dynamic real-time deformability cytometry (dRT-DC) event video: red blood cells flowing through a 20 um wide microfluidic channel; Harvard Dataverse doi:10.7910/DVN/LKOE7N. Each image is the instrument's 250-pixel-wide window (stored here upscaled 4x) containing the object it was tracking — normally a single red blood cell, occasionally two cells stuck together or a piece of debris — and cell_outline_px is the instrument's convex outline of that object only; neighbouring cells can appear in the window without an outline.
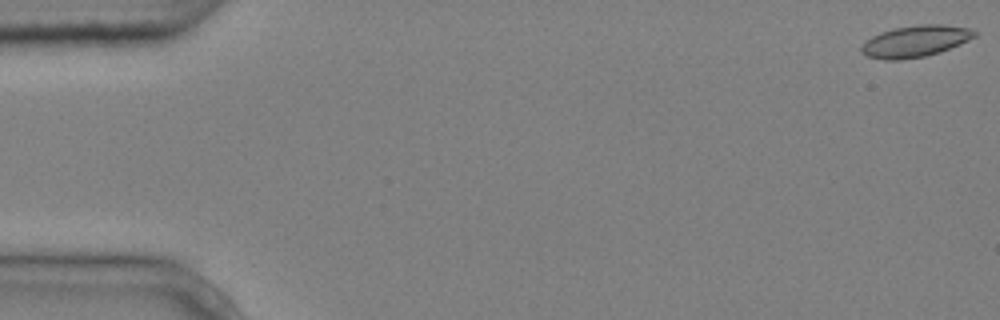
{"species": "common noctule bat (a hibernating species)", "species_latin": "Nyctalus noctula", "temperature_condition": "cold", "stored_images_in_passage": 4, "camera_frame_rate_fps": 3000, "um_per_image_px": 0.085, "animal": {"sex": "male", "body_mass_g": 20.4}, "frame": {"image": 1, "passage_image": 1, "time_ms": 0.0, "image_size_px": [1000, 320], "cell_outline_px": [[980, 32], [976, 36], [960, 44], [940, 52], [924, 56], [900, 60], [884, 60], [868, 56], [860, 52], [860, 48], [864, 40], [880, 32], [896, 28], [920, 24], [944, 24], [968, 28]], "centroid_in_image_um": [77.8, 3.5], "position_along_channel_um": 7.2, "area_um2": 20.92}}
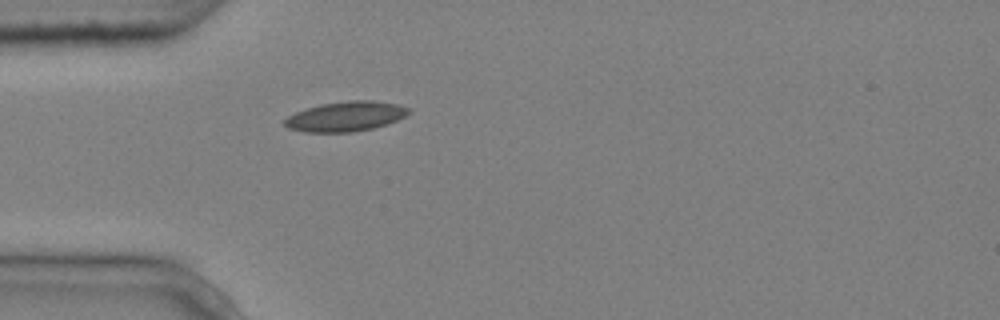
{"frame": {"image": 2, "passage_image": 4, "time_ms": 1.0, "image_size_px": [1000, 320], "cell_outline_px": [[412, 112], [396, 120], [372, 128], [352, 132], [304, 132], [288, 128], [284, 124], [284, 120], [288, 116], [296, 112], [320, 104], [348, 100], [372, 100], [400, 104], [408, 108]], "centroid_in_image_um": [29.38, 9.88], "position_along_channel_um": 55.6, "area_um2": 21.5}}